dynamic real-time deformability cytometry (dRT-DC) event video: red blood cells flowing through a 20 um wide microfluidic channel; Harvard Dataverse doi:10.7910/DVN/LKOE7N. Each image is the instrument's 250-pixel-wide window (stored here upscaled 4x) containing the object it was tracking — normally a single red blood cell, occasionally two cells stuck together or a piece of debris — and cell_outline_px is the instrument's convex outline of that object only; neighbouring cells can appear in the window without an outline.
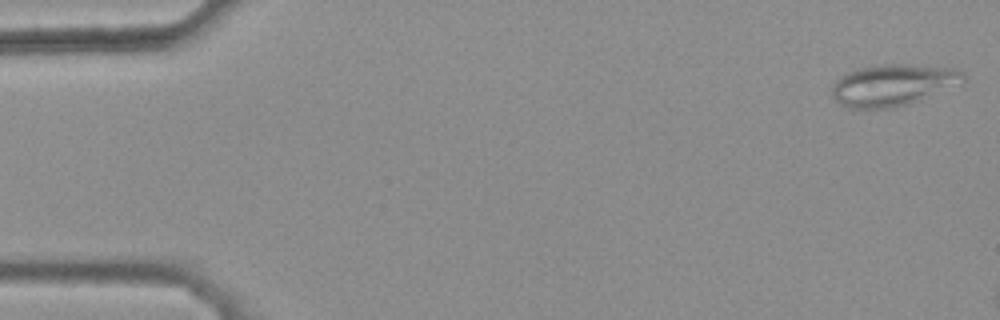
{"species": "common noctule bat (a hibernating species)", "species_latin": "Nyctalus noctula", "temperature_condition": "warm", "stored_images_in_passage": 8, "camera_frame_rate_fps": 3000, "um_per_image_px": 0.085, "animal": {"sex": "female", "body_mass_g": 25.1}, "frame": {"image": 1, "passage_image": 1, "time_ms": 0.0, "image_size_px": [1000, 320], "cell_outline_px": [[964, 80], [960, 84], [920, 100], [908, 104], [892, 108], [848, 108], [840, 104], [832, 96], [832, 84], [840, 76], [856, 68], [876, 64], [912, 64], [956, 68], [964, 72]], "centroid_in_image_um": [75.89, 7.21], "position_along_channel_um": 9.1, "area_um2": 32.14}}